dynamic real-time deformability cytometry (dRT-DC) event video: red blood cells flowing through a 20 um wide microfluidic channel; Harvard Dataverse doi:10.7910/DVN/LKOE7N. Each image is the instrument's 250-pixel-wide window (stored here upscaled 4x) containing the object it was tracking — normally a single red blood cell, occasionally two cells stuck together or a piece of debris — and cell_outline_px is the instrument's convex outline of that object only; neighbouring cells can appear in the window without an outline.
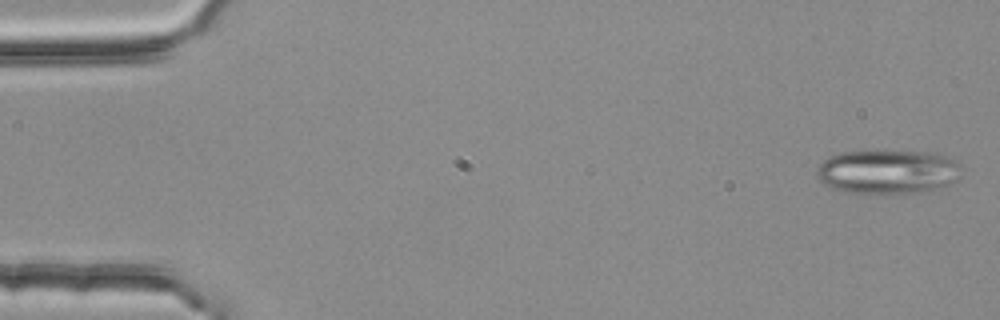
{"species": "common noctule bat (a hibernating species)", "species_latin": "Nyctalus noctula", "temperature_condition": "room temperature", "stored_images_in_passage": 6, "camera_frame_rate_fps": 3000, "um_per_image_px": 0.085, "animal": {"sex": "female", "body_mass_g": 25.1}, "frame": {"image": 1, "passage_image": 1, "time_ms": 0.0, "image_size_px": [1000, 320], "cell_outline_px": [[960, 176], [956, 180], [948, 184], [920, 192], [904, 196], [868, 196], [844, 192], [828, 188], [816, 176], [816, 168], [828, 156], [840, 152], [928, 152], [952, 156], [960, 164]], "centroid_in_image_um": [75.42, 14.66], "position_along_channel_um": 9.6, "area_um2": 38.49}}